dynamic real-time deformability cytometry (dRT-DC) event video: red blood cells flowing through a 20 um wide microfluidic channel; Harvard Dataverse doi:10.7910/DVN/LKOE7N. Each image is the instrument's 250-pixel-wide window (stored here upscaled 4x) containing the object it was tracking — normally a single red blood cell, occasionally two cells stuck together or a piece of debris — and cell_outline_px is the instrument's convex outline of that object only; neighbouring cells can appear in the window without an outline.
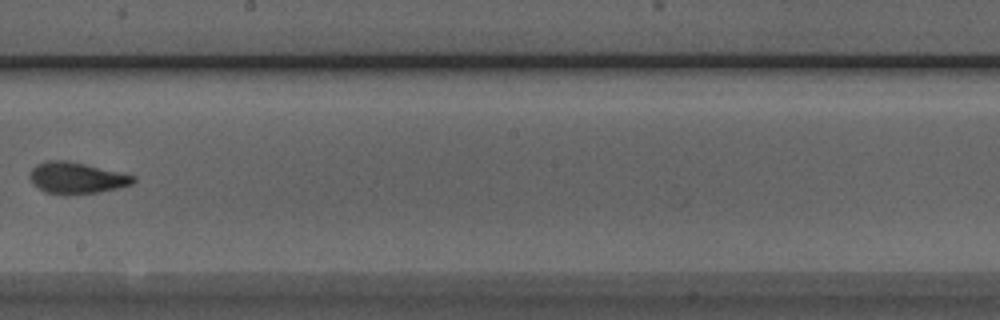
{"species": "Egyptian fruit bat (a non-hibernating species)", "species_latin": "Rousettus aegyptiacus", "temperature_condition": "room temperature", "stored_images_in_passage": 9, "camera_frame_rate_fps": 3000, "um_per_image_px": 0.085, "animal": {"sex": "male"}, "frame": {"image": 1, "passage_image": 8, "time_ms": 8.667, "image_size_px": [1000, 320], "cell_outline_px": [[136, 180], [132, 184], [116, 188], [96, 192], [64, 196], [44, 192], [28, 176], [32, 168], [36, 164], [44, 160], [64, 160], [84, 164], [136, 176]], "centroid_in_image_um": [6.47, 15.13], "position_along_channel_um": 241.7, "area_um2": 18.84}}
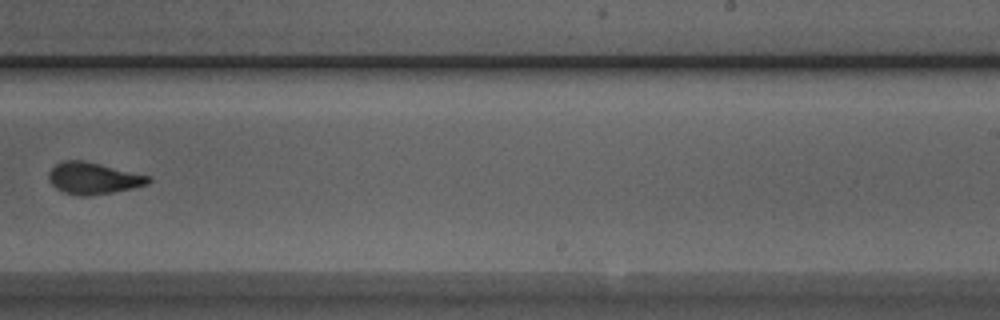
{"frame": {"image": 2, "passage_image": 9, "time_ms": 9.667, "image_size_px": [1000, 320], "cell_outline_px": [[152, 180], [148, 184], [132, 188], [92, 196], [80, 196], [64, 192], [56, 188], [48, 180], [48, 172], [60, 160], [84, 160], [152, 176]], "centroid_in_image_um": [7.93, 15.14], "position_along_channel_um": 281.1, "area_um2": 18.61}}